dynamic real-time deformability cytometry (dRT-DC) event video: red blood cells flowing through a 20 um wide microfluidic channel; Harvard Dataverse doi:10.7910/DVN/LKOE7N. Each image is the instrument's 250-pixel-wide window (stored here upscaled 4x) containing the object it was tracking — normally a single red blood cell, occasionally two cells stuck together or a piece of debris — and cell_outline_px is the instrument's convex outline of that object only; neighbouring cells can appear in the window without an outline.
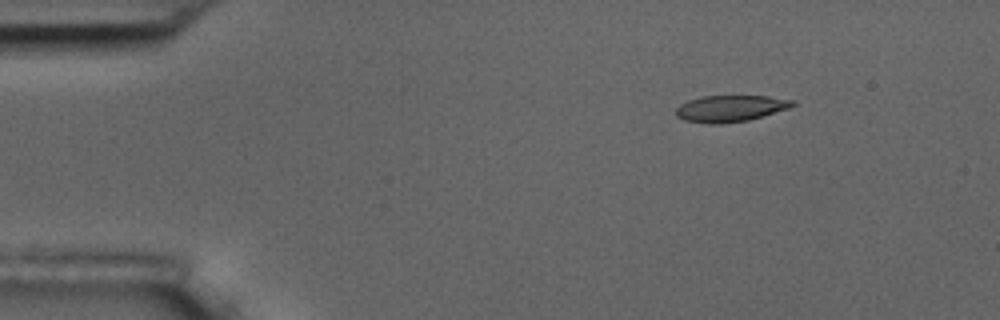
{"species": "common noctule bat (a hibernating species)", "species_latin": "Nyctalus noctula", "temperature_condition": "room temperature", "stored_images_in_passage": 3, "camera_frame_rate_fps": 3000, "um_per_image_px": 0.085, "animal": {"sex": "male", "body_mass_g": 17.5, "forearm_length_mm": 52.3}, "frame": {"image": 1, "passage_image": 1, "time_ms": 0.0, "image_size_px": [1000, 320], "cell_outline_px": [[796, 104], [788, 108], [748, 120], [720, 124], [708, 124], [684, 120], [676, 116], [676, 108], [680, 104], [688, 100], [700, 96], [768, 96], [796, 100]], "centroid_in_image_um": [62.06, 9.21], "position_along_channel_um": 22.9, "area_um2": 18.03}}